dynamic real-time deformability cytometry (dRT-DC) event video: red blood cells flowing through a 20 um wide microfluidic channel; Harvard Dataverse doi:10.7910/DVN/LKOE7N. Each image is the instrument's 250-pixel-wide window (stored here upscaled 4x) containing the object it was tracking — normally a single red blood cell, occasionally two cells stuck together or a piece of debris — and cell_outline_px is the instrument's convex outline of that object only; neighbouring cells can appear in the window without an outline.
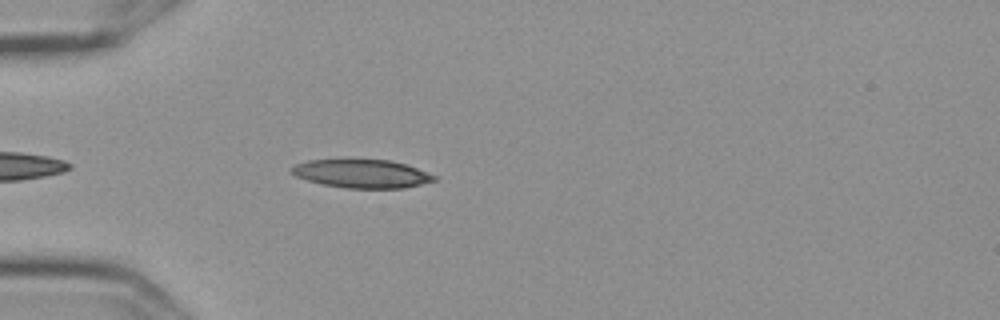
{"species": "Egyptian fruit bat (a non-hibernating species)", "species_latin": "Rousettus aegyptiacus", "temperature_condition": "cold", "stored_images_in_passage": 4, "camera_frame_rate_fps": 3000, "um_per_image_px": 0.085, "frame": {"image": 1, "passage_image": 4, "time_ms": 1.0, "image_size_px": [1000, 320], "cell_outline_px": [[436, 180], [404, 188], [344, 188], [320, 184], [296, 176], [288, 172], [288, 168], [296, 164], [308, 160], [388, 160], [408, 164], [436, 176]], "centroid_in_image_um": [30.71, 14.76], "position_along_channel_um": 54.3, "area_um2": 23.64}}